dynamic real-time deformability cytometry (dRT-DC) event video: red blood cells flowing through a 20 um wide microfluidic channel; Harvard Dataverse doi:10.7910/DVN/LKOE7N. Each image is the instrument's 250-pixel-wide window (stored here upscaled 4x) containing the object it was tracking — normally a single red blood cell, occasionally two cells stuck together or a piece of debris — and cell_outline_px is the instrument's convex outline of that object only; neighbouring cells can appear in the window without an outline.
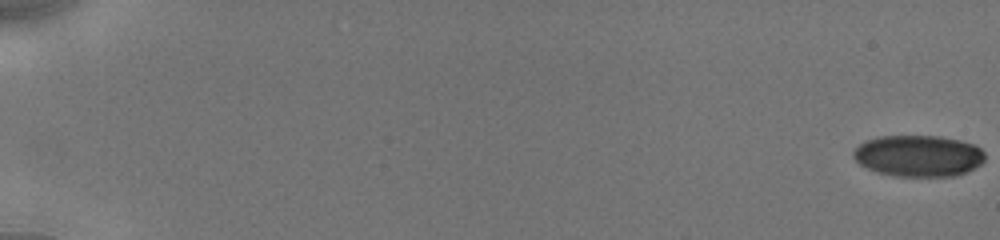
{"species": "human", "species_latin": "Homo sapiens", "temperature_condition": "cold", "stored_images_in_passage": 23, "camera_frame_rate_fps": 3000, "um_per_image_px": 0.085, "donor": {"sex": "male"}, "frame": {"image": 1, "passage_image": 1, "time_ms": 0.0, "image_size_px": [1000, 240], "cell_outline_px": [[984, 160], [980, 164], [956, 176], [892, 176], [876, 172], [860, 164], [852, 156], [852, 152], [860, 144], [868, 140], [880, 136], [940, 136], [960, 140], [976, 144], [984, 152]], "centroid_in_image_um": [78.06, 13.24], "position_along_channel_um": 6.9, "area_um2": 31.73}}
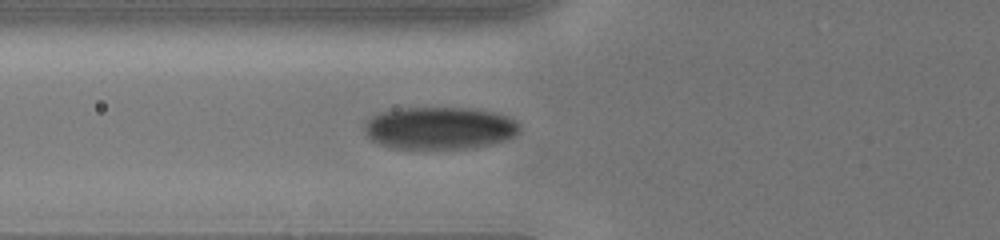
{"frame": {"image": 2, "passage_image": 17, "time_ms": 7.333, "image_size_px": [1000, 240], "cell_outline_px": [[520, 128], [512, 136], [504, 140], [492, 144], [472, 148], [388, 148], [372, 140], [364, 132], [364, 124], [372, 116], [380, 112], [400, 108], [472, 108], [492, 112], [508, 116], [516, 120], [520, 124]], "centroid_in_image_um": [37.34, 10.88], "position_along_channel_um": 88.5, "area_um2": 38.32}}
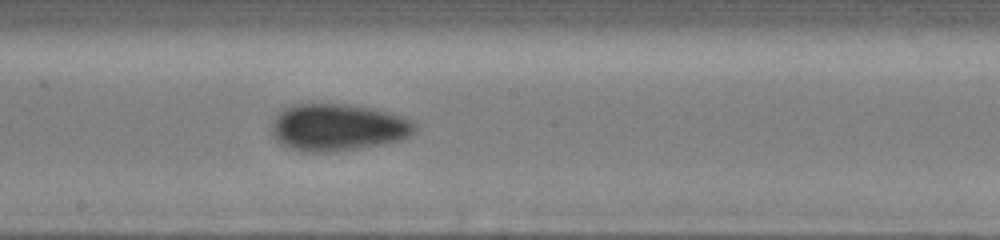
{"frame": {"image": 3, "passage_image": 23, "time_ms": 10.667, "image_size_px": [1000, 240], "cell_outline_px": [[416, 132], [400, 140], [360, 148], [332, 152], [308, 152], [292, 148], [280, 144], [272, 136], [272, 120], [284, 108], [296, 104], [348, 104], [372, 108], [404, 116], [412, 120], [416, 124]], "centroid_in_image_um": [28.73, 10.82], "position_along_channel_um": 219.5, "area_um2": 39.36}}